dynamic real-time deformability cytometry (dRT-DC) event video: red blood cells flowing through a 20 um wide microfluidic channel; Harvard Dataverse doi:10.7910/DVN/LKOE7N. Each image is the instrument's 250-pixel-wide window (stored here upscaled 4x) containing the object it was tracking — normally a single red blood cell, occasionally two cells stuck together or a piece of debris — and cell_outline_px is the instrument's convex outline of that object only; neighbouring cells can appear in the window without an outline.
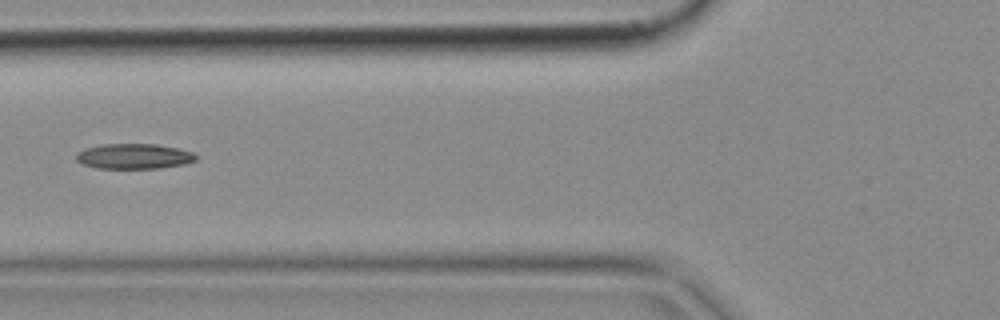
{"species": "common noctule bat (a hibernating species)", "species_latin": "Nyctalus noctula", "temperature_condition": "cold", "stored_images_in_passage": 7, "camera_frame_rate_fps": 3000, "um_per_image_px": 0.085, "animal": {"sex": "female", "body_mass_g": 18.4}, "frame": {"image": 1, "passage_image": 7, "time_ms": 2.0, "image_size_px": [1000, 320], "cell_outline_px": [[196, 160], [184, 164], [160, 168], [96, 168], [84, 164], [76, 160], [76, 152], [84, 148], [104, 144], [156, 144], [176, 148], [192, 152], [196, 156]], "centroid_in_image_um": [11.36, 13.28], "position_along_channel_um": 114.4, "area_um2": 17.51}}